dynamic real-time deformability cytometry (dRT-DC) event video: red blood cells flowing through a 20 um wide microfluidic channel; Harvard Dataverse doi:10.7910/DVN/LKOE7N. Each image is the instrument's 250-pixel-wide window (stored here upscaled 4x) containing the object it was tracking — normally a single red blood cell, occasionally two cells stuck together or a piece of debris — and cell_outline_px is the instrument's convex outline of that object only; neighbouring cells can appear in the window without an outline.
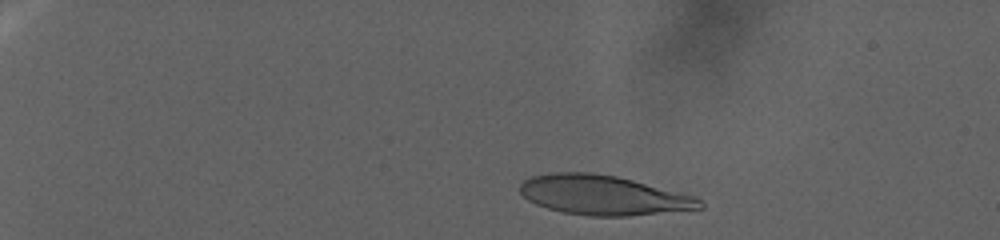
{"species": "human", "species_latin": "Homo sapiens", "temperature_condition": "warm", "stored_images_in_passage": 89, "camera_frame_rate_fps": 3000, "um_per_image_px": 0.085, "donor": {"sex": "female"}, "frame": {"image": 1, "passage_image": 11, "time_ms": 3.333, "image_size_px": [1000, 240], "cell_outline_px": [[704, 208], [628, 216], [588, 216], [564, 212], [548, 208], [536, 204], [528, 200], [520, 192], [520, 184], [524, 180], [532, 176], [552, 172], [592, 172], [616, 176], [632, 180], [692, 196], [700, 200], [704, 204]], "centroid_in_image_um": [51.23, 16.59], "position_along_channel_um": 33.8, "area_um2": 41.15}}
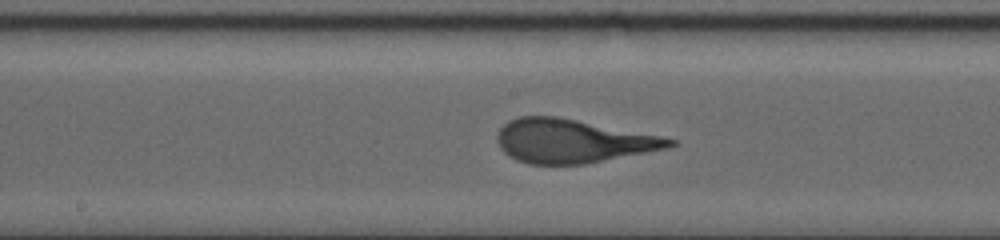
{"frame": {"image": 2, "passage_image": 54, "time_ms": 17.667, "image_size_px": [1000, 240], "cell_outline_px": [[676, 144], [668, 148], [584, 164], [528, 164], [516, 160], [504, 152], [500, 148], [496, 140], [496, 136], [500, 128], [504, 124], [520, 116], [556, 116], [660, 136], [676, 140]], "centroid_in_image_um": [48.62, 11.99], "position_along_channel_um": 199.6, "area_um2": 43.41}}
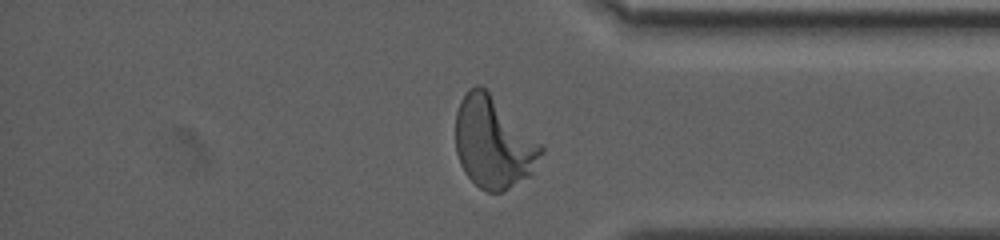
{"frame": {"image": 3, "passage_image": 84, "time_ms": 27.667, "image_size_px": [1000, 240], "cell_outline_px": [[544, 152], [532, 176], [504, 192], [488, 192], [480, 188], [464, 172], [460, 164], [456, 152], [456, 112], [460, 100], [468, 88], [476, 84], [480, 84], [544, 148]], "centroid_in_image_um": [41.93, 12.17], "position_along_channel_um": 393.3, "area_um2": 45.32}}